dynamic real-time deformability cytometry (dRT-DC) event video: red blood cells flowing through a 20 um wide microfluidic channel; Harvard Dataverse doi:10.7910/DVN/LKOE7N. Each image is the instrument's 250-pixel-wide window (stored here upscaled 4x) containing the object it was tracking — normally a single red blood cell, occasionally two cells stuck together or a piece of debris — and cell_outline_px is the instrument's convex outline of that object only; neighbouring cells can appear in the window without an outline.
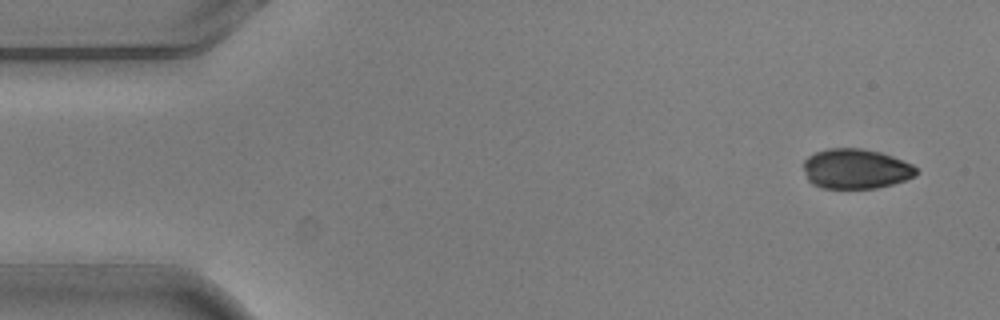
{"species": "common noctule bat (a hibernating species)", "species_latin": "Nyctalus noctula", "temperature_condition": "warm", "stored_images_in_passage": 6, "segment_of_instrument_passage": [2, 2], "camera_frame_rate_fps": 3000, "um_per_image_px": 0.085, "animal": {"sex": "male", "body_mass_g": 20.5, "forearm_length_mm": 52.5}, "frame": {"image": 1, "passage_image": 6, "time_ms": 1.667, "image_size_px": [1000, 320], "cell_outline_px": [[920, 172], [916, 176], [892, 184], [876, 188], [824, 188], [812, 184], [808, 180], [804, 172], [804, 160], [808, 156], [816, 152], [828, 148], [860, 148], [880, 152], [892, 156], [912, 164]], "centroid_in_image_um": [72.75, 14.35], "position_along_channel_um": 12.3, "area_um2": 26.3}}